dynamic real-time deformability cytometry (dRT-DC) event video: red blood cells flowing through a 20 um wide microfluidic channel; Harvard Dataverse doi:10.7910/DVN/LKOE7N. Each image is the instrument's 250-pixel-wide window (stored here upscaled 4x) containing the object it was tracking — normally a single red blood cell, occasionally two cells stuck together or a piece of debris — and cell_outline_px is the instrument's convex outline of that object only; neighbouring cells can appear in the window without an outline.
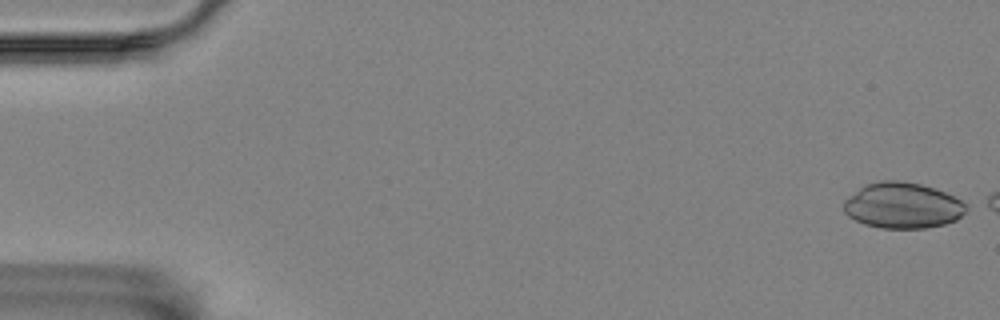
{"species": "Egyptian fruit bat (a non-hibernating species)", "species_latin": "Rousettus aegyptiacus", "temperature_condition": "room temperature", "stored_images_in_passage": 5, "camera_frame_rate_fps": 3000, "um_per_image_px": 0.085, "animal": {"sex": "female"}, "frame": {"image": 1, "passage_image": 1, "time_ms": 0.0, "image_size_px": [1000, 320], "cell_outline_px": [[968, 208], [956, 220], [944, 224], [924, 228], [880, 228], [864, 224], [848, 216], [844, 212], [844, 200], [864, 184], [880, 180], [900, 180], [920, 184], [944, 192], [960, 200]], "centroid_in_image_um": [76.68, 17.46], "position_along_channel_um": 8.3, "area_um2": 32.54}}